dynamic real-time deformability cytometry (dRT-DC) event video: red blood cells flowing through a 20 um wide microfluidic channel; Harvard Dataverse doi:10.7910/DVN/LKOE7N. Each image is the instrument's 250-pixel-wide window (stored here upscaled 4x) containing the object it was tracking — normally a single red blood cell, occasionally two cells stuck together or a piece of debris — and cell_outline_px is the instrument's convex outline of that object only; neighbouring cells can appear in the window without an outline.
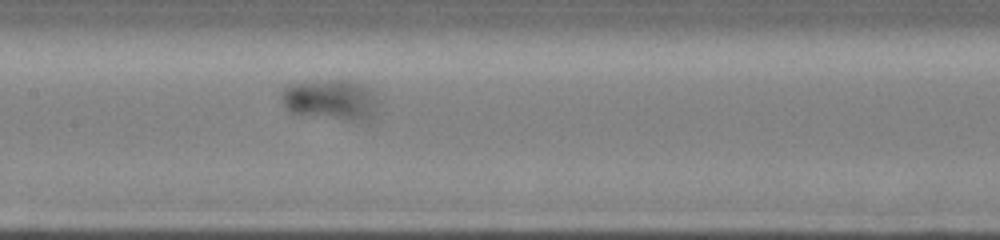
{"species": "human", "species_latin": "Homo sapiens", "temperature_condition": "cold", "stored_images_in_passage": 62, "camera_frame_rate_fps": 3000, "um_per_image_px": 0.085, "donor": {"sex": "male"}, "frame": {"image": 1, "passage_image": 28, "time_ms": 5.667, "image_size_px": [1000, 240], "cell_outline_px": [[376, 108], [372, 120], [348, 120], [288, 112], [284, 108], [280, 96], [284, 88], [288, 84], [328, 80], [352, 80], [368, 88], [376, 100]], "centroid_in_image_um": [28.07, 8.48], "position_along_channel_um": 179.3, "area_um2": 22.66}}
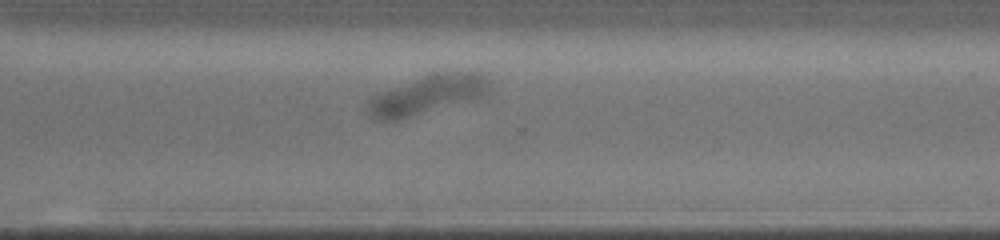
{"frame": {"image": 2, "passage_image": 46, "time_ms": 9.333, "image_size_px": [1000, 240], "cell_outline_px": [[492, 88], [488, 96], [476, 100], [400, 120], [380, 120], [368, 108], [368, 100], [376, 92], [436, 72], [480, 72], [492, 80]], "centroid_in_image_um": [36.48, 8.04], "position_along_channel_um": 334.1, "area_um2": 28.21}}
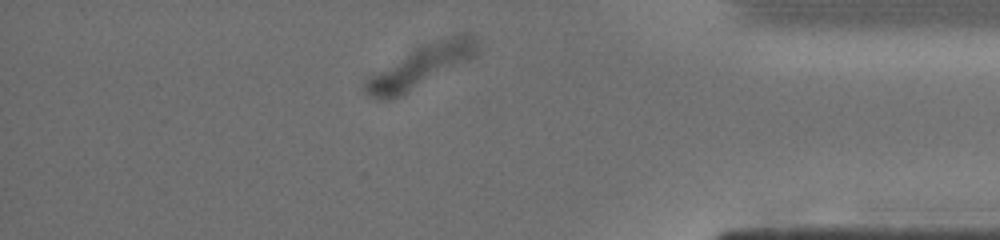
{"frame": {"image": 3, "passage_image": 53, "time_ms": 11.333, "image_size_px": [1000, 240], "cell_outline_px": [[480, 52], [476, 56], [388, 100], [376, 100], [368, 96], [364, 88], [364, 80], [368, 76], [416, 48], [448, 36], [464, 32], [468, 32], [472, 36]], "centroid_in_image_um": [35.74, 5.61], "position_along_channel_um": 399.5, "area_um2": 26.3}}